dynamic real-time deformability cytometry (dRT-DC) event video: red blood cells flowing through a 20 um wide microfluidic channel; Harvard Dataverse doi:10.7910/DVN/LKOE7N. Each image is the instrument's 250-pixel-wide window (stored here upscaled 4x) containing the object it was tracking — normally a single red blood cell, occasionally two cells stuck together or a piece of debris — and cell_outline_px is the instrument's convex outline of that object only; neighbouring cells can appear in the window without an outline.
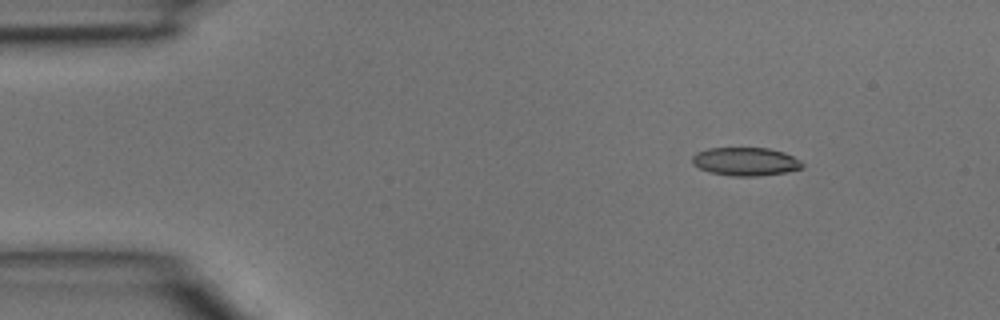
{"species": "common noctule bat (a hibernating species)", "species_latin": "Nyctalus noctula", "temperature_condition": "room temperature", "stored_images_in_passage": 4, "camera_frame_rate_fps": 3000, "um_per_image_px": 0.085, "animal": {"sex": "male", "body_mass_g": 15.6}, "frame": {"image": 1, "passage_image": 2, "time_ms": 0.333, "image_size_px": [1000, 320], "cell_outline_px": [[804, 168], [784, 172], [756, 176], [732, 176], [712, 172], [700, 168], [692, 164], [692, 156], [696, 152], [708, 148], [768, 148], [784, 152], [800, 160], [804, 164]], "centroid_in_image_um": [63.37, 13.72], "position_along_channel_um": 21.6, "area_um2": 18.09}}
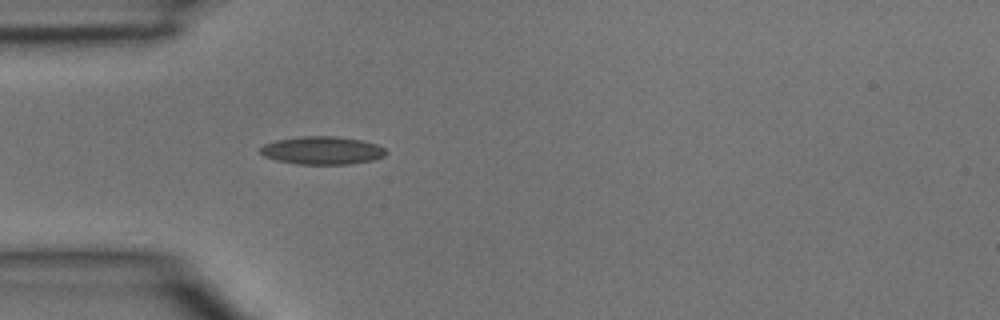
{"frame": {"image": 2, "passage_image": 4, "time_ms": 1.0, "image_size_px": [1000, 320], "cell_outline_px": [[388, 152], [384, 156], [372, 160], [352, 164], [296, 164], [276, 160], [264, 156], [260, 152], [260, 148], [264, 144], [276, 140], [300, 136], [332, 136], [360, 140], [376, 144], [384, 148]], "centroid_in_image_um": [27.38, 12.79], "position_along_channel_um": 57.6, "area_um2": 20.46}}